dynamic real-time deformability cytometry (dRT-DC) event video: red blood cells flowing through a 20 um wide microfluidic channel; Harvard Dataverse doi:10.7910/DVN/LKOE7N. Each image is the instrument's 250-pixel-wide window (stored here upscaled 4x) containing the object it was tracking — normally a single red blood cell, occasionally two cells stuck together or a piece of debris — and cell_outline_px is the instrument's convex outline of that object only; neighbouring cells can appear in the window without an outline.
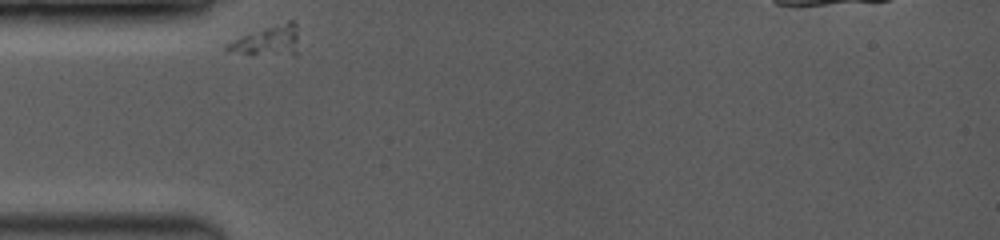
{"species": "common noctule bat (a hibernating species)", "species_latin": "Nyctalus noctula", "temperature_condition": "room temperature", "stored_images_in_passage": 33, "camera_frame_rate_fps": 3500, "um_per_image_px": 0.085, "animal": {"sex": "female", "body_mass_g": 19.0, "forearm_length_mm": 53.3}, "frame": {"image": 1, "passage_image": 1, "time_ms": 0.0, "image_size_px": [1000, 240], "cell_outline_px": [[300, 52], [228, 52], [224, 48], [228, 44], [244, 36], [264, 28], [288, 20], [292, 20], [296, 24]], "centroid_in_image_um": [22.85, 3.39], "position_along_channel_um": 62.1, "area_um2": 11.44}}
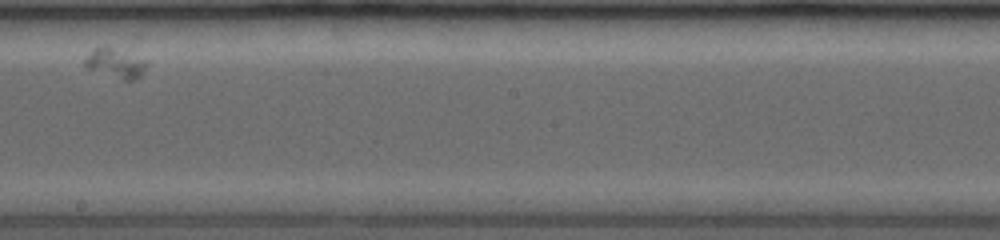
{"frame": {"image": 2, "passage_image": 18, "time_ms": 5.143, "image_size_px": [1000, 240], "cell_outline_px": [[148, 60], [144, 76], [132, 80], [124, 80], [88, 68], [84, 64], [84, 60], [92, 48], [112, 48]], "centroid_in_image_um": [9.87, 5.4], "position_along_channel_um": 238.3, "area_um2": 10.4}}
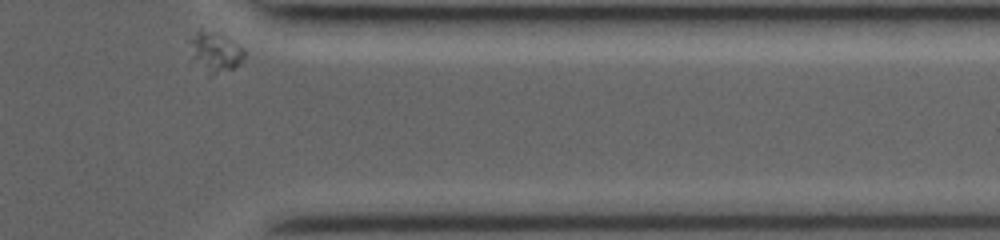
{"frame": {"image": 3, "passage_image": 32, "time_ms": 9.429, "image_size_px": [1000, 240], "cell_outline_px": [[244, 60], [240, 64], [232, 68], [208, 76], [188, 40], [200, 28], [216, 32], [240, 48], [244, 52]], "centroid_in_image_um": [18.32, 4.39], "position_along_channel_um": 393.1, "area_um2": 11.68}}